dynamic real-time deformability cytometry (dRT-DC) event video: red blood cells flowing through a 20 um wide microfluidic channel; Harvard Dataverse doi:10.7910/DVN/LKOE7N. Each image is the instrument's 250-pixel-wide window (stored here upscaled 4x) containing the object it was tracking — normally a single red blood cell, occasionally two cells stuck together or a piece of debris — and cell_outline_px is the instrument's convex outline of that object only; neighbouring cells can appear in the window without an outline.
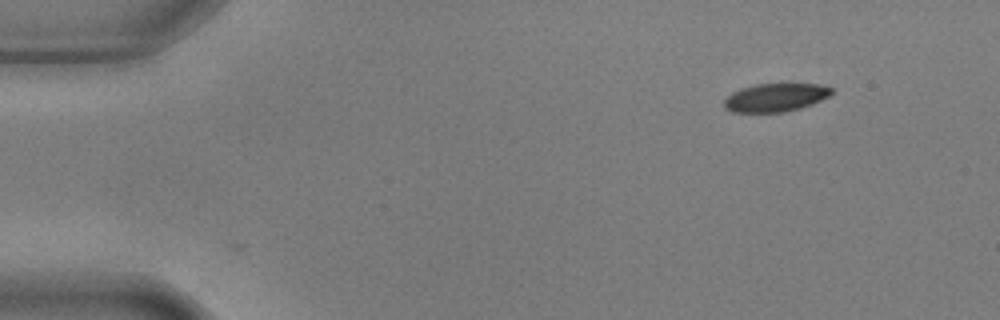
{"species": "common noctule bat (a hibernating species)", "species_latin": "Nyctalus noctula", "temperature_condition": "warm", "stored_images_in_passage": 2, "camera_frame_rate_fps": 3000, "um_per_image_px": 0.085, "animal": {"sex": "male", "body_mass_g": 17.9, "forearm_length_mm": 54.2}, "frame": {"image": 1, "passage_image": 2, "time_ms": 0.333, "image_size_px": [1000, 320], "cell_outline_px": [[832, 92], [828, 96], [812, 104], [800, 108], [784, 112], [732, 112], [724, 108], [724, 100], [732, 92], [740, 88], [756, 84], [816, 84], [832, 88]], "centroid_in_image_um": [65.87, 8.29], "position_along_channel_um": 19.1, "area_um2": 17.57}}